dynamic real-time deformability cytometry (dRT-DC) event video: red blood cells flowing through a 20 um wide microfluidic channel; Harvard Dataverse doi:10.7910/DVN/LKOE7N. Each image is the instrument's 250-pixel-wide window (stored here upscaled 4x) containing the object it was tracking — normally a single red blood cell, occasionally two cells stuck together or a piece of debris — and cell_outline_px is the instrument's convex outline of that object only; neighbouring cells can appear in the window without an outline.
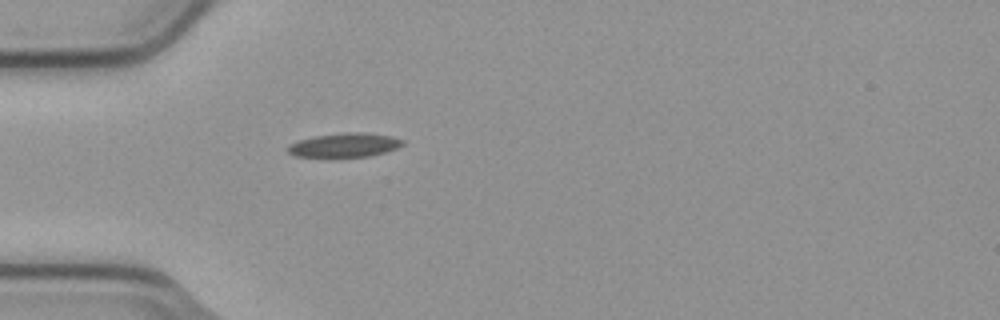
{"species": "common noctule bat (a hibernating species)", "species_latin": "Nyctalus noctula", "temperature_condition": "cold", "stored_images_in_passage": 1, "camera_frame_rate_fps": 3000, "um_per_image_px": 0.085, "animal": {"sex": "male", "body_mass_g": 23.1, "forearm_length_mm": 52.7}, "frame": {"image": 1, "passage_image": 1, "time_ms": 0.0, "image_size_px": [1000, 320], "cell_outline_px": [[404, 144], [396, 148], [384, 152], [368, 156], [296, 156], [288, 152], [288, 144], [300, 140], [316, 136], [344, 132], [364, 132], [388, 136], [404, 140]], "centroid_in_image_um": [29.29, 12.32], "position_along_channel_um": 55.7, "area_um2": 15.66}}